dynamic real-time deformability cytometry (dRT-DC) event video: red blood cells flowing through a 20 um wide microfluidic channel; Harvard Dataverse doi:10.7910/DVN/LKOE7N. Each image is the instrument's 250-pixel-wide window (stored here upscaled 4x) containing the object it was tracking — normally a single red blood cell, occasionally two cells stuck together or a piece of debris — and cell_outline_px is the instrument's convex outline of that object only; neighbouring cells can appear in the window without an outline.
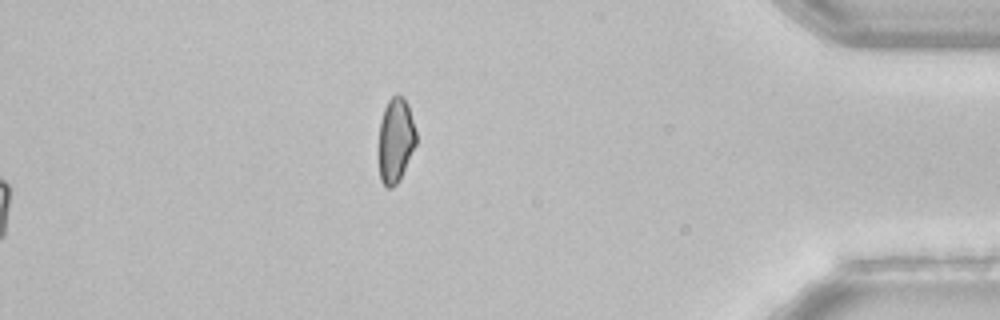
{"species": "common noctule bat (a hibernating species)", "species_latin": "Nyctalus noctula", "temperature_condition": "room temperature", "stored_images_in_passage": 39, "camera_frame_rate_fps": 3000, "um_per_image_px": 0.085, "animal": {"sex": "female", "body_mass_g": 22.7, "forearm_length_mm": 54.2}, "frame": {"image": 1, "passage_image": 39, "time_ms": 12.667, "image_size_px": [1000, 320], "cell_outline_px": [[416, 144], [396, 184], [392, 188], [388, 188], [380, 180], [380, 120], [384, 108], [388, 100], [392, 96], [404, 96], [408, 104], [416, 132]], "centroid_in_image_um": [33.63, 11.87], "position_along_channel_um": 401.6, "area_um2": 17.98}, "authors_computed_cell_mechanics": {"area_um2": 19.7098, "velocity_mm_per_s": 3.878, "shape_relaxation_time_tau1_ms": 10.6097, "shape_relaxation_time_tau2_ms": 4.6985, "deformation_change_tau1": 0.2031, "deformation_change_tau2": 0.0927}}